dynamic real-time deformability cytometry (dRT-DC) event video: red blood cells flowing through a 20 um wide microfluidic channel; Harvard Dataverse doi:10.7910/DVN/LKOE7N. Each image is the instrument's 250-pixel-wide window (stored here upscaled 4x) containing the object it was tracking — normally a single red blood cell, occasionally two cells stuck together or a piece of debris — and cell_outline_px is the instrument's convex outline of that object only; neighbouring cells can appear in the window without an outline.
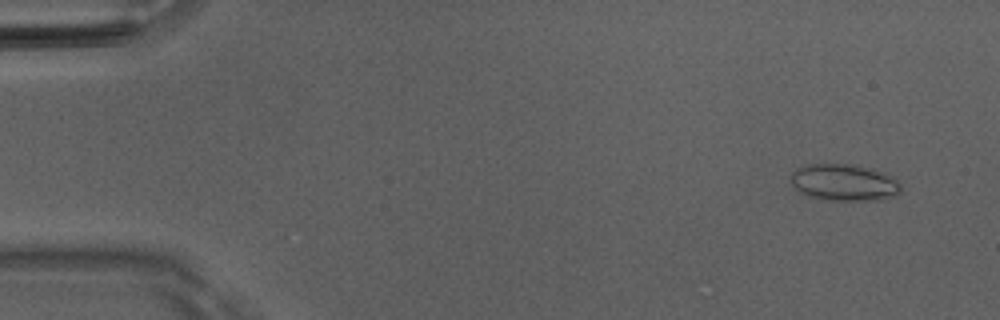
{"species": "Egyptian fruit bat (a non-hibernating species)", "species_latin": "Rousettus aegyptiacus", "temperature_condition": "room temperature", "stored_images_in_passage": 28, "camera_frame_rate_fps": 3000, "um_per_image_px": 0.085, "animal": {"sex": "male"}, "frame": {"image": 1, "passage_image": 4, "time_ms": 1.0, "image_size_px": [1000, 320], "cell_outline_px": [[900, 192], [896, 196], [884, 200], [824, 200], [808, 196], [800, 192], [792, 184], [792, 172], [796, 168], [808, 164], [824, 160], [852, 164], [888, 172], [900, 184]], "centroid_in_image_um": [71.75, 15.47], "position_along_channel_um": 13.2, "area_um2": 24.51}}
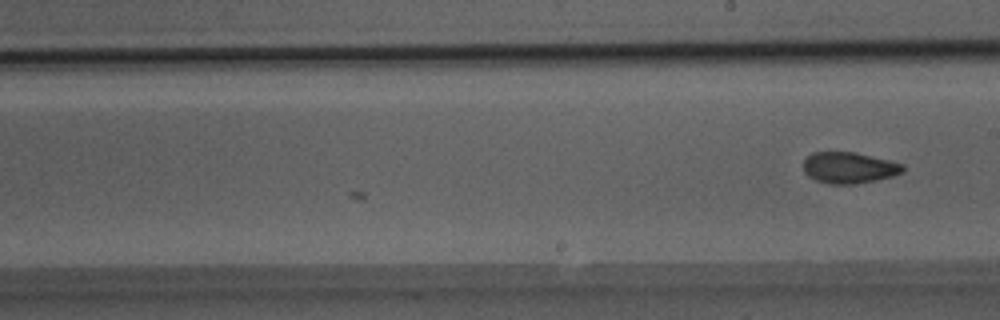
{"frame": {"image": 2, "passage_image": 28, "time_ms": 9.0, "image_size_px": [1000, 320], "cell_outline_px": [[904, 172], [892, 176], [876, 180], [852, 184], [828, 184], [816, 180], [808, 176], [804, 172], [804, 160], [812, 152], [856, 152], [904, 164]], "centroid_in_image_um": [72.17, 14.25], "position_along_channel_um": 216.8, "area_um2": 18.09}}